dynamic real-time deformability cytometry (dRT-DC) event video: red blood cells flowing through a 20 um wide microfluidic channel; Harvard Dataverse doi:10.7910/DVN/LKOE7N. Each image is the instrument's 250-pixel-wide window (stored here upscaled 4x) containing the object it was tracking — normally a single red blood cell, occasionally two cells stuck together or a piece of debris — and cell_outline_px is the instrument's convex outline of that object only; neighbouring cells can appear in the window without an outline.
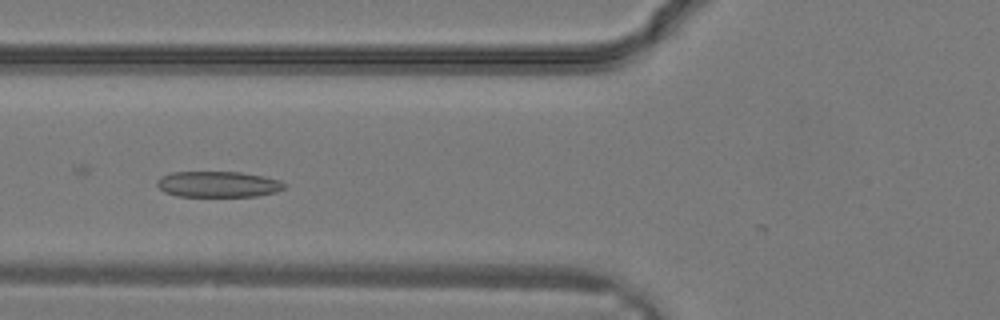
{"species": "common noctule bat (a hibernating species)", "species_latin": "Nyctalus noctula", "temperature_condition": "warm", "stored_images_in_passage": 27, "camera_frame_rate_fps": 3000, "um_per_image_px": 0.085, "animal": {"sex": "male", "body_mass_g": 19.2, "forearm_length_mm": 51.8}, "frame": {"image": 1, "passage_image": 11, "time_ms": 3.333, "image_size_px": [1000, 320], "cell_outline_px": [[288, 184], [284, 188], [276, 192], [256, 196], [176, 196], [164, 192], [156, 184], [156, 180], [160, 176], [172, 172], [240, 172], [264, 176], [280, 180]], "centroid_in_image_um": [18.54, 15.66], "position_along_channel_um": 107.3, "area_um2": 19.36}}
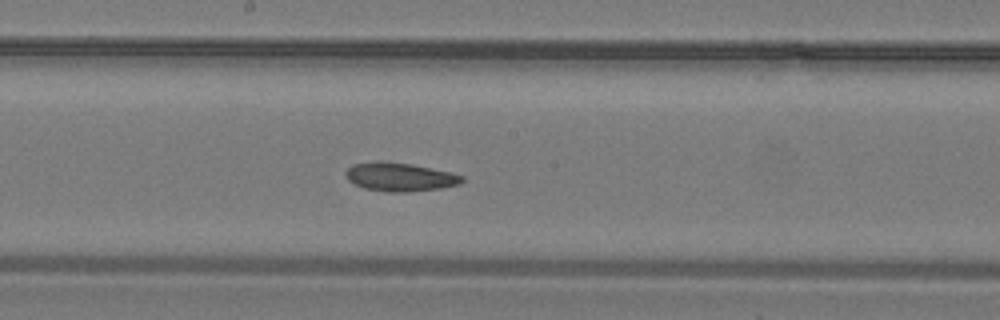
{"frame": {"image": 2, "passage_image": 16, "time_ms": 5.0, "image_size_px": [1000, 320], "cell_outline_px": [[464, 180], [460, 184], [440, 188], [408, 192], [388, 192], [364, 188], [348, 180], [344, 172], [352, 164], [372, 160], [388, 160], [412, 164], [448, 172], [464, 176]], "centroid_in_image_um": [33.94, 15.02], "position_along_channel_um": 214.3, "area_um2": 19.59}}
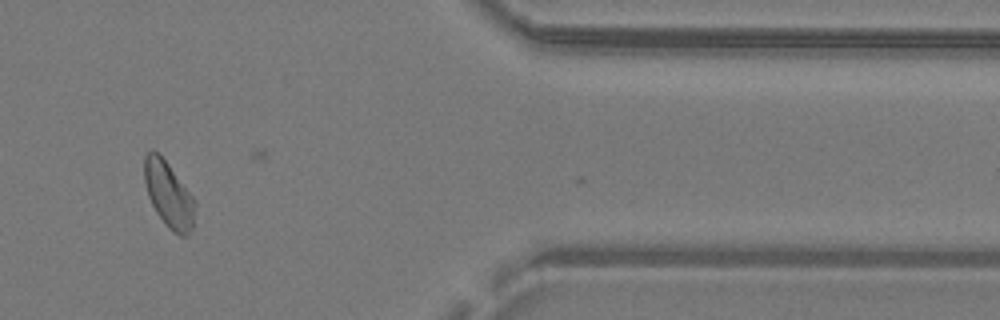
{"frame": {"image": 3, "passage_image": 26, "time_ms": 8.333, "image_size_px": [1000, 320], "cell_outline_px": [[196, 204], [192, 228], [188, 236], [180, 236], [172, 232], [168, 228], [156, 212], [148, 196], [144, 180], [144, 156], [152, 148], [168, 164], [196, 200]], "centroid_in_image_um": [14.34, 16.57], "position_along_channel_um": 397.1, "area_um2": 19.42}}